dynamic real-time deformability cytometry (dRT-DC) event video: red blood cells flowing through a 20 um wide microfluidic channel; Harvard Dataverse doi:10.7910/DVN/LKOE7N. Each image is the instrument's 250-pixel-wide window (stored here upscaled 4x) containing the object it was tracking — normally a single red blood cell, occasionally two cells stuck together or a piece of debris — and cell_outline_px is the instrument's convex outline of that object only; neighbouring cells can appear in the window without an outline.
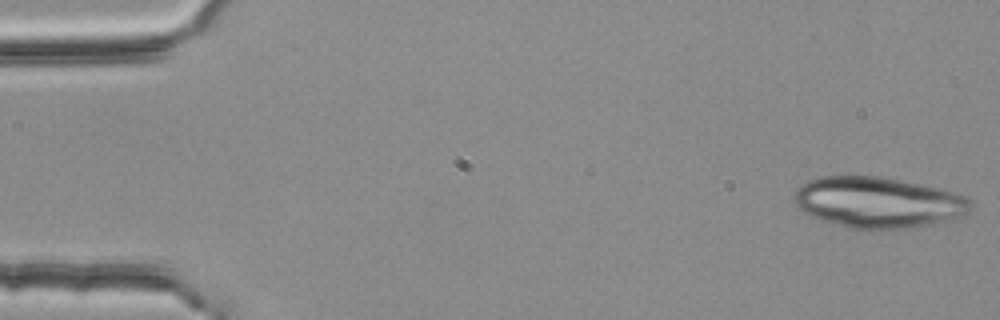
{"species": "common noctule bat (a hibernating species)", "species_latin": "Nyctalus noctula", "temperature_condition": "room temperature", "stored_images_in_passage": 52, "segment_of_instrument_passage": [1, 2], "camera_frame_rate_fps": 3000, "um_per_image_px": 0.085, "animal": {"sex": "female", "body_mass_g": 25.1}, "frame": {"image": 1, "passage_image": 1, "time_ms": 0.0, "image_size_px": [1000, 320], "cell_outline_px": [[972, 204], [968, 212], [944, 220], [928, 224], [908, 228], [876, 232], [872, 232], [848, 228], [820, 220], [804, 212], [792, 200], [796, 188], [800, 184], [808, 180], [820, 176], [880, 176], [900, 180], [956, 192], [964, 196]], "centroid_in_image_um": [74.55, 17.22], "position_along_channel_um": 10.5, "area_um2": 52.71}}